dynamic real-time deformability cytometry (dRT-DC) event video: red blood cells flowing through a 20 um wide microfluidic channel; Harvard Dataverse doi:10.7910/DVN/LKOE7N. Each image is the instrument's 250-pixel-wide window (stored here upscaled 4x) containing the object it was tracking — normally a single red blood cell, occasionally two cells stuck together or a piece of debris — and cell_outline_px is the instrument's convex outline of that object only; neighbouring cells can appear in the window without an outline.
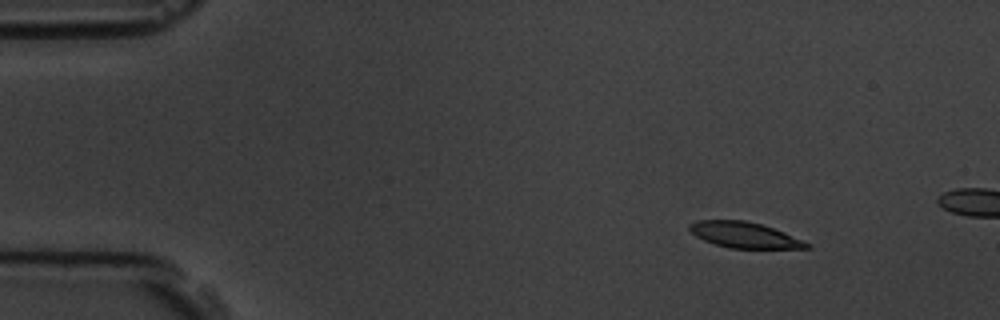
{"species": "common noctule bat (a hibernating species)", "species_latin": "Nyctalus noctula", "temperature_condition": "room temperature", "stored_images_in_passage": 4, "camera_frame_rate_fps": 3000, "um_per_image_px": 0.085, "animal": {"sex": "male", "body_mass_g": 19.5, "forearm_length_mm": 54.6}, "frame": {"image": 1, "passage_image": 1, "time_ms": 0.0, "image_size_px": [1000, 320], "cell_outline_px": [[812, 248], [728, 248], [704, 240], [696, 236], [688, 228], [688, 224], [696, 220], [744, 220], [760, 224], [784, 232], [812, 244]], "centroid_in_image_um": [63.27, 19.97], "position_along_channel_um": 21.7, "area_um2": 17.51}}